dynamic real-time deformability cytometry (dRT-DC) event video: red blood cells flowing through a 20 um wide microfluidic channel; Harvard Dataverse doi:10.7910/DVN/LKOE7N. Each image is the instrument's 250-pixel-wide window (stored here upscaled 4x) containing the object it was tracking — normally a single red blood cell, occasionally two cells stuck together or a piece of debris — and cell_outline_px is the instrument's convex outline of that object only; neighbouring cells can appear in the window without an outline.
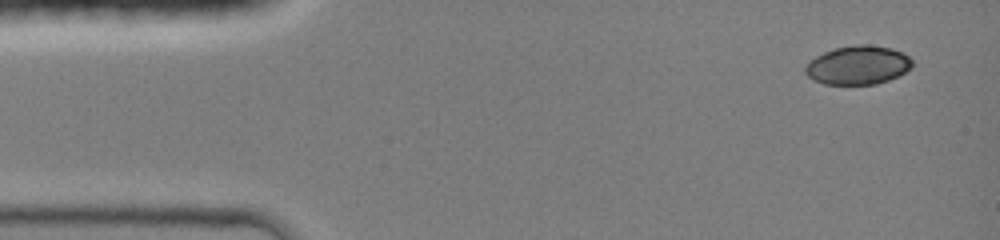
{"species": "common noctule bat (a hibernating species)", "species_latin": "Nyctalus noctula", "temperature_condition": "room temperature", "stored_images_in_passage": 6, "camera_frame_rate_fps": 3000, "um_per_image_px": 0.085, "animal": {"sex": "female", "body_mass_g": 19.0, "forearm_length_mm": 51.5}, "frame": {"image": 1, "passage_image": 1, "time_ms": 0.0, "image_size_px": [1000, 240], "cell_outline_px": [[912, 68], [888, 80], [876, 84], [824, 84], [812, 80], [804, 72], [804, 68], [816, 56], [824, 52], [836, 48], [856, 44], [868, 44], [892, 48], [908, 56], [912, 60]], "centroid_in_image_um": [72.92, 5.54], "position_along_channel_um": 12.1, "area_um2": 24.04}}
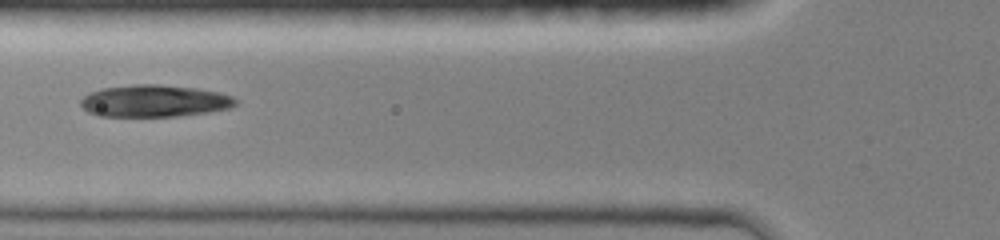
{"frame": {"image": 2, "passage_image": 5, "time_ms": 4.667, "image_size_px": [1000, 240], "cell_outline_px": [[240, 100], [232, 108], [208, 112], [180, 116], [96, 116], [88, 112], [80, 104], [80, 100], [84, 96], [92, 92], [104, 88], [136, 84], [156, 84], [196, 88], [220, 92], [232, 96]], "centroid_in_image_um": [13.17, 8.58], "position_along_channel_um": 112.6, "area_um2": 29.02}}
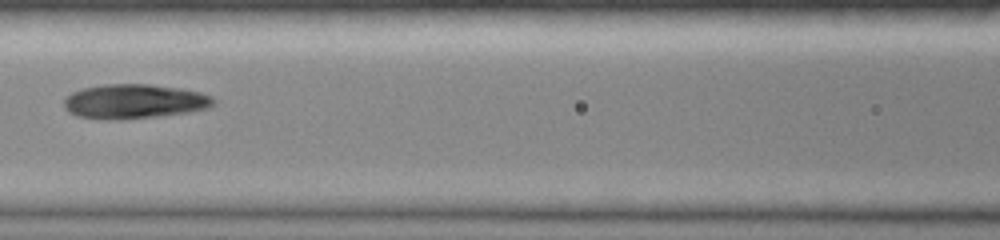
{"frame": {"image": 3, "passage_image": 6, "time_ms": 5.667, "image_size_px": [1000, 240], "cell_outline_px": [[216, 104], [208, 108], [188, 112], [156, 116], [120, 120], [104, 120], [76, 116], [68, 112], [64, 108], [64, 100], [72, 92], [84, 88], [104, 84], [148, 84], [180, 88], [200, 92], [212, 96], [216, 100]], "centroid_in_image_um": [11.41, 8.63], "position_along_channel_um": 155.2, "area_um2": 30.23}}